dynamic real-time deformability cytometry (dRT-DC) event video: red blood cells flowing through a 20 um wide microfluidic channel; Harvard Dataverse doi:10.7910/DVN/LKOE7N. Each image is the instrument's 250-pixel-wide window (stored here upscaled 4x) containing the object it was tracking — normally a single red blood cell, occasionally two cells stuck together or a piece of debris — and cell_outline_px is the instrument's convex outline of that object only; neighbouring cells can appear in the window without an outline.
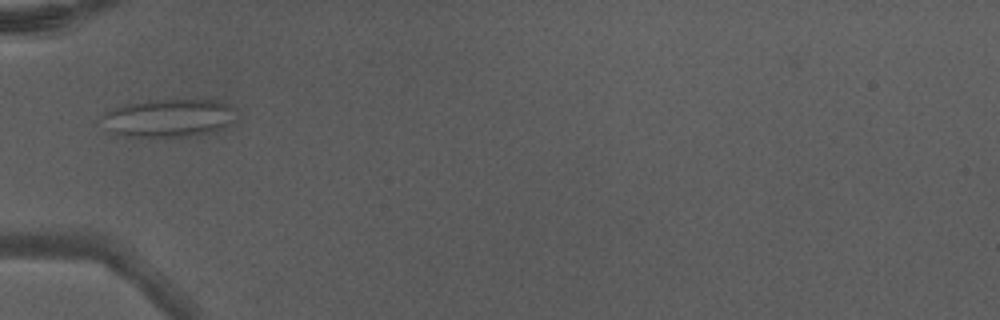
{"species": "Egyptian fruit bat (a non-hibernating species)", "species_latin": "Rousettus aegyptiacus", "temperature_condition": "warm", "stored_images_in_passage": 5, "camera_frame_rate_fps": 3000, "um_per_image_px": 0.085, "animal": {"sex": "male"}, "frame": {"image": 1, "passage_image": 5, "time_ms": 1.333, "image_size_px": [1000, 320], "cell_outline_px": [[236, 120], [220, 128], [208, 132], [184, 136], [124, 136], [112, 132], [100, 116], [112, 108], [124, 104], [148, 100], [212, 100], [228, 104], [236, 108]], "centroid_in_image_um": [14.35, 10.0], "position_along_channel_um": 70.7, "area_um2": 29.42}}